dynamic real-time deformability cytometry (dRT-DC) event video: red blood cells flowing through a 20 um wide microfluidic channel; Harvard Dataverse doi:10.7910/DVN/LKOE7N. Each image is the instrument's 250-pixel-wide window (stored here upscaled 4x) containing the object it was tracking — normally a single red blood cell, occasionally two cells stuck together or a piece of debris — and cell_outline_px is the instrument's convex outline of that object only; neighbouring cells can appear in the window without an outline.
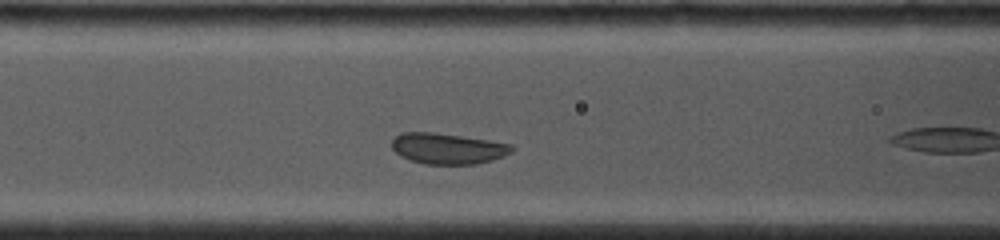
{"species": "common noctule bat (a hibernating species)", "species_latin": "Nyctalus noctula", "temperature_condition": "cold", "stored_images_in_passage": 41, "camera_frame_rate_fps": 4000, "um_per_image_px": 0.085, "animal": {"sex": "female", "body_mass_g": 19.0, "forearm_length_mm": 53.3}, "frame": {"image": 1, "passage_image": 4, "time_ms": 0.5, "image_size_px": [1000, 240], "cell_outline_px": [[512, 152], [492, 160], [476, 164], [424, 164], [400, 156], [392, 148], [392, 140], [396, 136], [404, 132], [436, 132], [488, 140], [512, 144]], "centroid_in_image_um": [38.05, 12.62], "position_along_channel_um": 128.6, "area_um2": 21.44}}
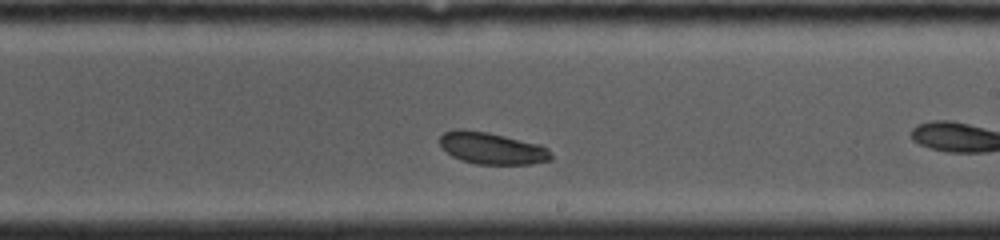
{"frame": {"image": 2, "passage_image": 18, "time_ms": 3.5, "image_size_px": [1000, 240], "cell_outline_px": [[552, 160], [532, 164], [476, 164], [460, 160], [452, 156], [440, 144], [440, 136], [444, 132], [452, 128], [460, 128], [488, 132], [540, 144], [548, 148], [552, 156]], "centroid_in_image_um": [41.82, 12.59], "position_along_channel_um": 247.2, "area_um2": 20.87}}
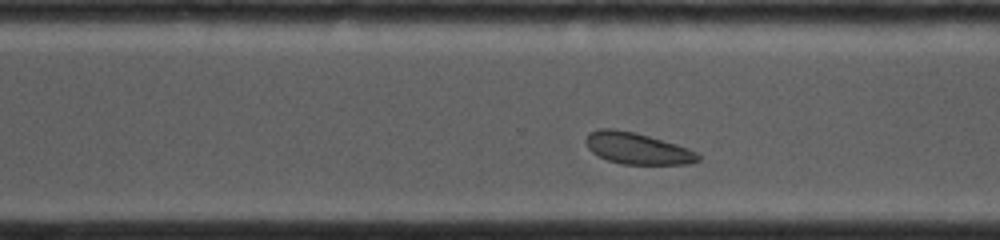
{"frame": {"image": 3, "passage_image": 27, "time_ms": 5.25, "image_size_px": [1000, 240], "cell_outline_px": [[700, 160], [688, 164], [620, 164], [608, 160], [592, 152], [588, 148], [584, 140], [588, 132], [600, 128], [612, 128], [636, 132], [676, 144], [688, 148], [696, 152], [700, 156]], "centroid_in_image_um": [54.14, 12.6], "position_along_channel_um": 316.5, "area_um2": 20.69}, "authors_computed_cell_mechanics": {"area_um2": 20.9814, "velocity_mm_per_s": 3.9605, "shape_relaxation_time_tau1_ms": null, "shape_relaxation_time_tau2_ms": 6.1393, "deformation_change_tau1": null, "deformation_change_tau2": 0.09}}